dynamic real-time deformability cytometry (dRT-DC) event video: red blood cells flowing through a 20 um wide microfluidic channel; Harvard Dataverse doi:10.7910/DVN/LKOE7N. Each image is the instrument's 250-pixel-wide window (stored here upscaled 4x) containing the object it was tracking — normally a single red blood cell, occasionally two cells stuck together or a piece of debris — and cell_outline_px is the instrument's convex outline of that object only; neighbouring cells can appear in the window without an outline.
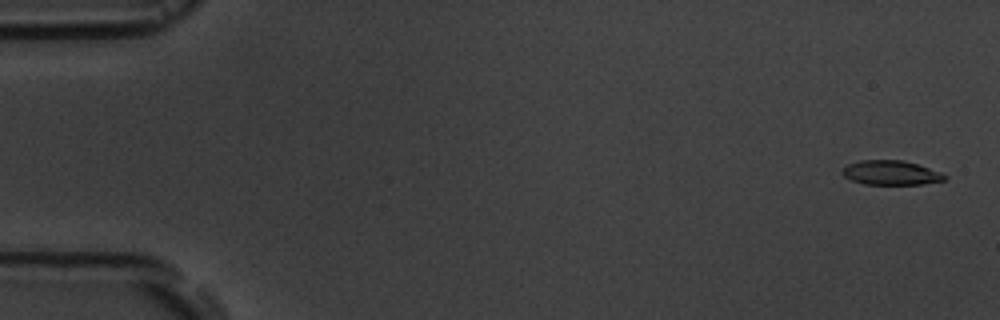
{"species": "common noctule bat (a hibernating species)", "species_latin": "Nyctalus noctula", "temperature_condition": "room temperature", "stored_images_in_passage": 6, "camera_frame_rate_fps": 3000, "um_per_image_px": 0.085, "animal": {"sex": "male", "body_mass_g": 19.5, "forearm_length_mm": 54.6}, "frame": {"image": 1, "passage_image": 1, "time_ms": 0.0, "image_size_px": [1000, 320], "cell_outline_px": [[948, 176], [944, 180], [924, 184], [864, 184], [852, 180], [844, 176], [840, 172], [840, 168], [848, 164], [860, 160], [904, 160], [940, 172]], "centroid_in_image_um": [75.68, 14.68], "position_along_channel_um": 9.3, "area_um2": 14.57}}
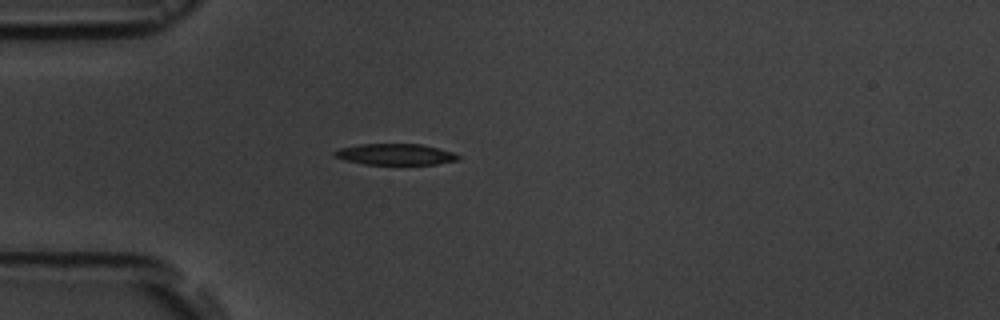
{"frame": {"image": 2, "passage_image": 5, "time_ms": 4.667, "image_size_px": [1000, 320], "cell_outline_px": [[460, 160], [436, 164], [364, 164], [344, 160], [332, 156], [332, 152], [340, 148], [360, 144], [420, 144], [452, 152], [460, 156]], "centroid_in_image_um": [33.56, 13.12], "position_along_channel_um": 51.4, "area_um2": 15.2}}